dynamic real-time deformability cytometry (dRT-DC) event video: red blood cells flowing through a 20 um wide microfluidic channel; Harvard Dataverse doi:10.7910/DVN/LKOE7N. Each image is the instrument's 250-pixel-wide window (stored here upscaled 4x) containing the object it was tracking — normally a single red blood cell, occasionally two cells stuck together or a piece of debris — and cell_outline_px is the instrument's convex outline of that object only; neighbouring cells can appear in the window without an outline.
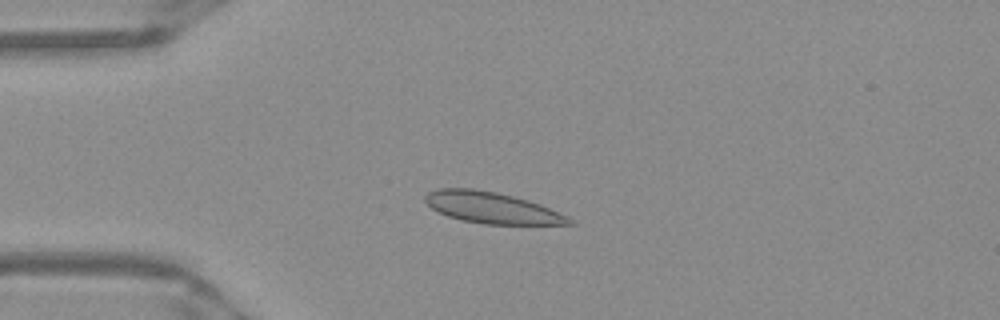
{"species": "Egyptian fruit bat (a non-hibernating species)", "species_latin": "Rousettus aegyptiacus", "temperature_condition": "warm", "stored_images_in_passage": 51, "camera_frame_rate_fps": 3000, "um_per_image_px": 0.085, "frame": {"image": 1, "passage_image": 12, "time_ms": 3.667, "image_size_px": [1000, 320], "cell_outline_px": [[576, 224], [484, 224], [460, 220], [448, 216], [432, 208], [424, 200], [424, 196], [428, 192], [440, 188], [472, 188], [496, 192], [528, 200], [540, 204], [568, 216]], "centroid_in_image_um": [41.8, 17.65], "position_along_channel_um": 43.2, "area_um2": 26.07}}
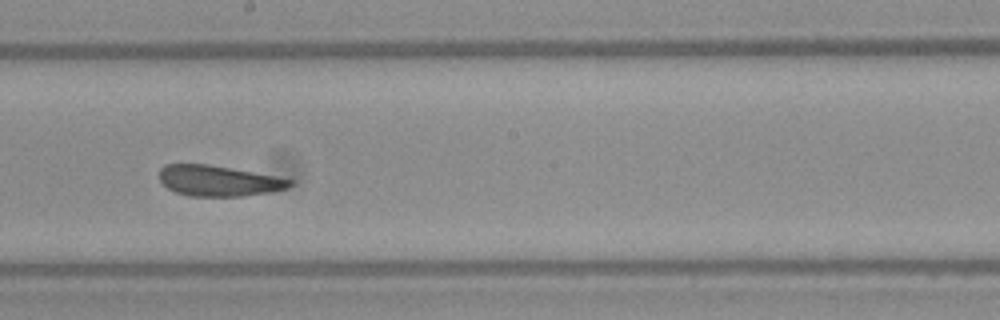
{"frame": {"image": 2, "passage_image": 28, "time_ms": 9.0, "image_size_px": [1000, 320], "cell_outline_px": [[292, 184], [288, 188], [268, 192], [244, 196], [188, 196], [176, 192], [168, 188], [160, 180], [160, 168], [164, 164], [208, 164], [276, 176], [292, 180]], "centroid_in_image_um": [18.56, 15.36], "position_along_channel_um": 229.6, "area_um2": 23.18}}
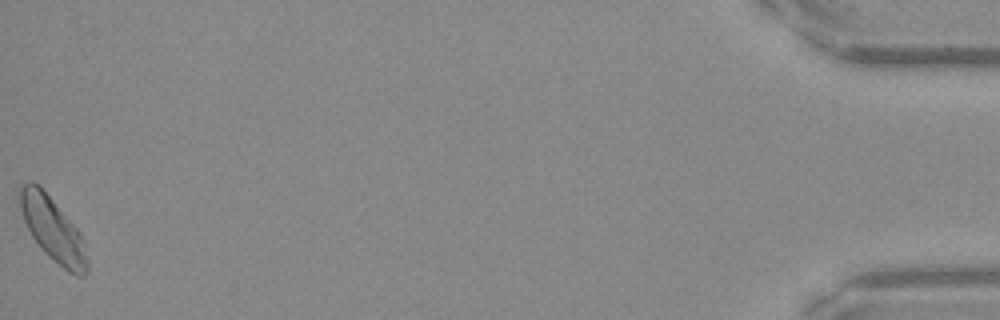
{"frame": {"image": 3, "passage_image": 51, "time_ms": 16.667, "image_size_px": [1000, 320], "cell_outline_px": [[88, 272], [84, 276], [76, 276], [68, 272], [48, 256], [40, 248], [32, 236], [24, 220], [20, 208], [16, 192], [28, 180], [32, 180], [52, 200], [80, 232], [84, 240], [88, 264]], "centroid_in_image_um": [4.48, 19.52], "position_along_channel_um": 430.7, "area_um2": 24.97}, "authors_computed_cell_mechanics": {"area_um2": 24.3916, "velocity_mm_per_s": 3.9067, "shape_relaxation_time_tau1_ms": 4.2879, "shape_relaxation_time_tau2_ms": 1.1728, "deformation_change_tau1": 0.1064, "deformation_change_tau2": 0.0814}}